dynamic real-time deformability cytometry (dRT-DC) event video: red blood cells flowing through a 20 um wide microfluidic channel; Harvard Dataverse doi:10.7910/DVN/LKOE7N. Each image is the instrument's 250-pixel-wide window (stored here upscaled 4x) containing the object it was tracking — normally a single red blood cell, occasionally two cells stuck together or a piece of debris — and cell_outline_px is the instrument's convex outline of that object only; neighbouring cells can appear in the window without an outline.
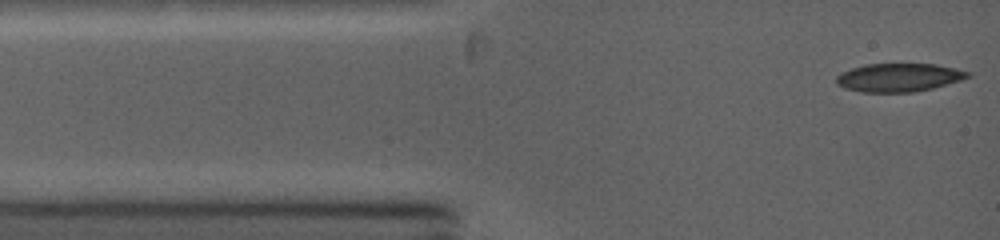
{"species": "common noctule bat (a hibernating species)", "species_latin": "Nyctalus noctula", "temperature_condition": "warm", "stored_images_in_passage": 29, "camera_frame_rate_fps": 5000, "um_per_image_px": 0.085, "animal": {"sex": "female", "body_mass_g": 19.0, "forearm_length_mm": 53.3}, "frame": {"image": 1, "passage_image": 1, "time_ms": 0.0, "image_size_px": [1000, 240], "cell_outline_px": [[972, 76], [960, 80], [932, 88], [912, 92], [860, 92], [844, 88], [836, 84], [836, 76], [840, 72], [864, 64], [936, 64], [956, 68], [972, 72]], "centroid_in_image_um": [76.39, 6.58], "position_along_channel_um": 8.6, "area_um2": 21.85}}
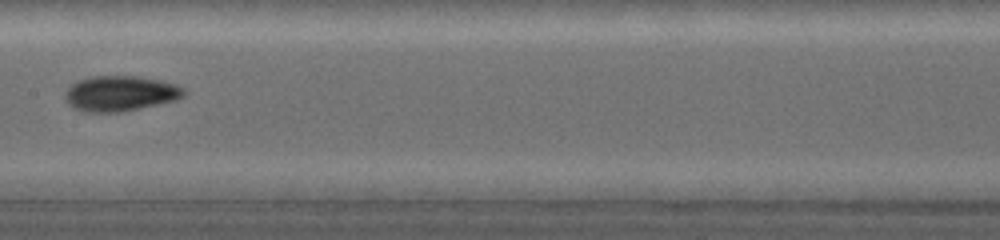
{"frame": {"image": 2, "passage_image": 13, "time_ms": 5.6, "image_size_px": [1000, 240], "cell_outline_px": [[188, 92], [184, 96], [176, 100], [140, 108], [120, 112], [84, 112], [72, 108], [68, 104], [68, 88], [72, 84], [80, 80], [96, 76], [136, 76], [160, 80], [184, 88]], "centroid_in_image_um": [10.27, 7.95], "position_along_channel_um": 197.1, "area_um2": 24.16}}
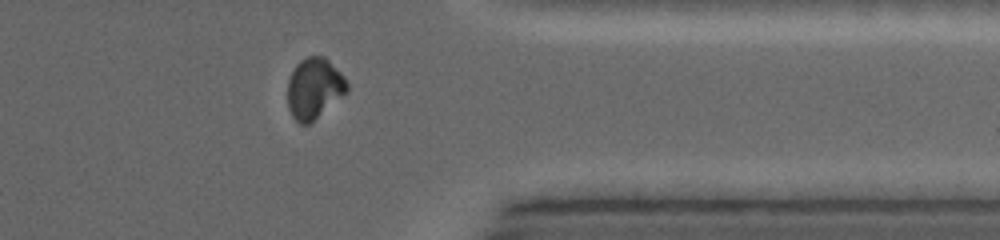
{"frame": {"image": 3, "passage_image": 23, "time_ms": 10.2, "image_size_px": [1000, 240], "cell_outline_px": [[348, 92], [308, 124], [300, 124], [292, 116], [288, 108], [288, 80], [296, 64], [300, 60], [308, 56], [324, 56], [344, 76], [348, 84]], "centroid_in_image_um": [26.71, 7.5], "position_along_channel_um": 384.7, "area_um2": 20.92}, "authors_computed_cell_mechanics": {"area_um2": 22.253, "velocity_mm_per_s": 4.2455, "shape_relaxation_time_tau1_ms": 6.0349, "shape_relaxation_time_tau2_ms": 1.9691, "deformation_change_tau1": 0.1932, "deformation_change_tau2": 0.048}}